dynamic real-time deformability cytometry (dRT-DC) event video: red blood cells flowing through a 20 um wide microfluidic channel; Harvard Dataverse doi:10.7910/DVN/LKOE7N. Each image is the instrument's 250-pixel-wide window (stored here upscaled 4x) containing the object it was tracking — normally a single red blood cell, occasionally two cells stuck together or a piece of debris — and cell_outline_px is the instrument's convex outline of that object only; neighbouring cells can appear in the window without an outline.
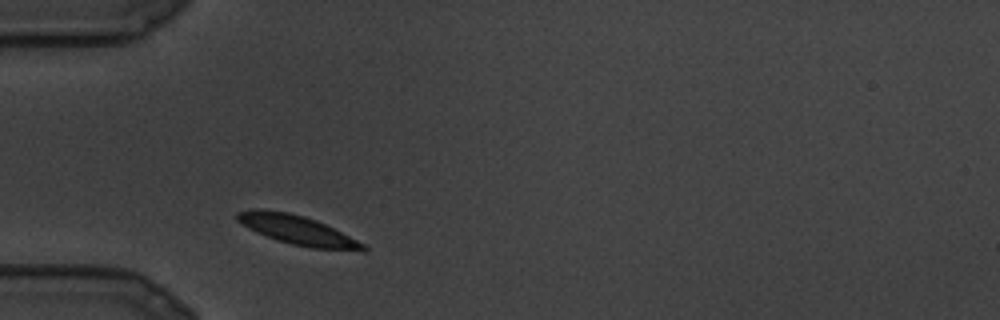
{"species": "common noctule bat (a hibernating species)", "species_latin": "Nyctalus noctula", "temperature_condition": "cold", "stored_images_in_passage": 11, "camera_frame_rate_fps": 3000, "um_per_image_px": 0.085, "animal": {"sex": "male", "body_mass_g": 19.5, "forearm_length_mm": 54.6}, "frame": {"image": 1, "passage_image": 1, "time_ms": 0.0, "image_size_px": [1000, 320], "cell_outline_px": [[368, 248], [364, 252], [312, 248], [292, 244], [256, 232], [240, 224], [236, 220], [236, 212], [264, 208], [288, 212], [304, 216], [316, 220], [364, 244]], "centroid_in_image_um": [25.28, 19.56], "position_along_channel_um": 59.7, "area_um2": 21.27}}
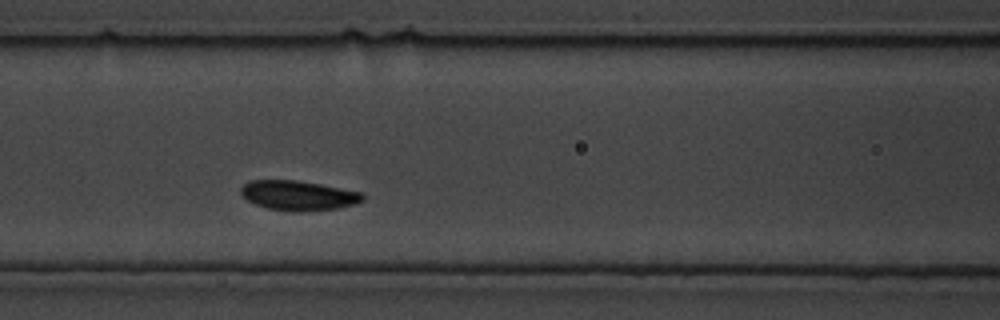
{"frame": {"image": 2, "passage_image": 4, "time_ms": 1.0, "image_size_px": [1000, 320], "cell_outline_px": [[364, 200], [352, 204], [336, 208], [292, 212], [268, 208], [256, 204], [248, 200], [240, 192], [240, 188], [248, 180], [296, 180], [320, 184], [360, 192], [364, 196]], "centroid_in_image_um": [25.31, 16.6], "position_along_channel_um": 141.3, "area_um2": 20.81}}
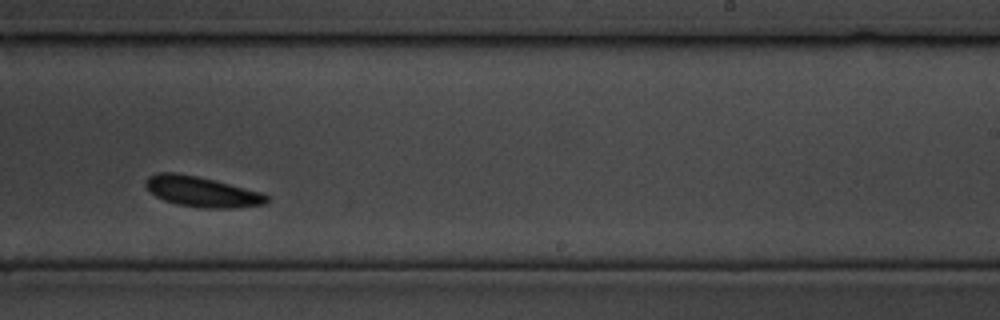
{"frame": {"image": 3, "passage_image": 10, "time_ms": 3.0, "image_size_px": [1000, 320], "cell_outline_px": [[268, 200], [264, 204], [232, 208], [200, 208], [176, 204], [164, 200], [156, 196], [144, 184], [144, 180], [148, 176], [156, 172], [176, 172], [196, 176], [260, 192], [268, 196]], "centroid_in_image_um": [17.09, 16.29], "position_along_channel_um": 271.9, "area_um2": 21.21}}